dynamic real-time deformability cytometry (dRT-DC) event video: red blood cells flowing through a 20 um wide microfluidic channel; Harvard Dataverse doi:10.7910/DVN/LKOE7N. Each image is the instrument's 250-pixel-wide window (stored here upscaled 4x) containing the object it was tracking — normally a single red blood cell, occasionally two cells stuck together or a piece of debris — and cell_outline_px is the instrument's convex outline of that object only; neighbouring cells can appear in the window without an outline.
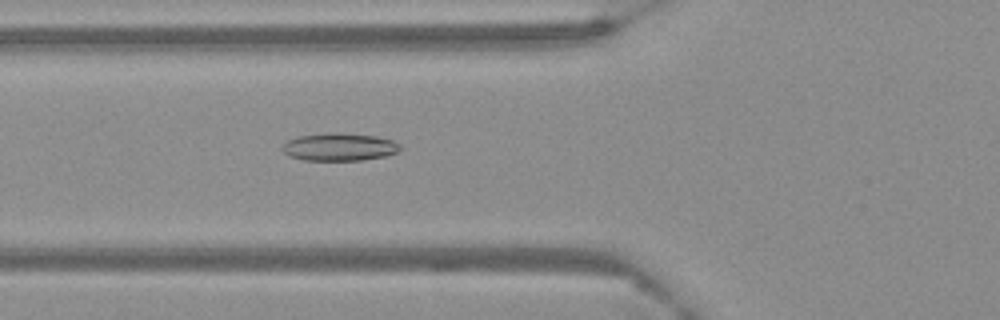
{"species": "Egyptian fruit bat (a non-hibernating species)", "species_latin": "Rousettus aegyptiacus", "temperature_condition": "warm", "stored_images_in_passage": 47, "camera_frame_rate_fps": 3000, "um_per_image_px": 0.085, "frame": {"image": 1, "passage_image": 9, "time_ms": 2.667, "image_size_px": [1000, 320], "cell_outline_px": [[404, 148], [400, 152], [388, 156], [360, 160], [304, 160], [288, 156], [280, 148], [288, 140], [296, 136], [336, 132], [340, 132], [376, 136], [392, 140], [400, 144]], "centroid_in_image_um": [28.89, 12.49], "position_along_channel_um": 96.9, "area_um2": 19.36}}
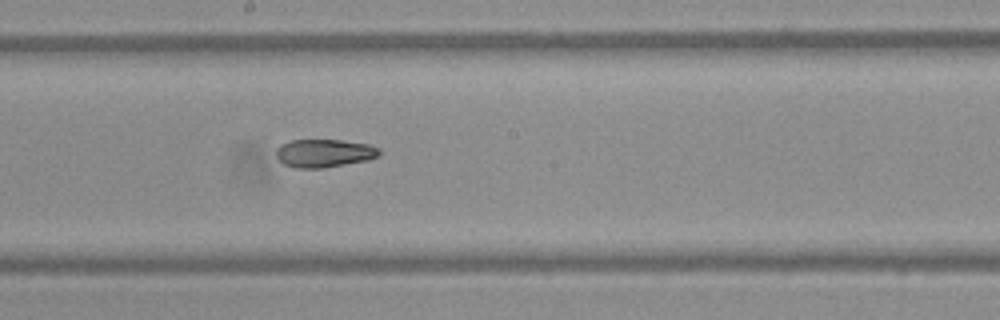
{"frame": {"image": 2, "passage_image": 20, "time_ms": 6.333, "image_size_px": [1000, 320], "cell_outline_px": [[380, 152], [376, 156], [368, 160], [324, 168], [296, 168], [284, 164], [276, 156], [276, 148], [280, 144], [292, 140], [340, 140], [368, 144], [380, 148]], "centroid_in_image_um": [27.53, 13.02], "position_along_channel_um": 220.7, "area_um2": 16.88}}
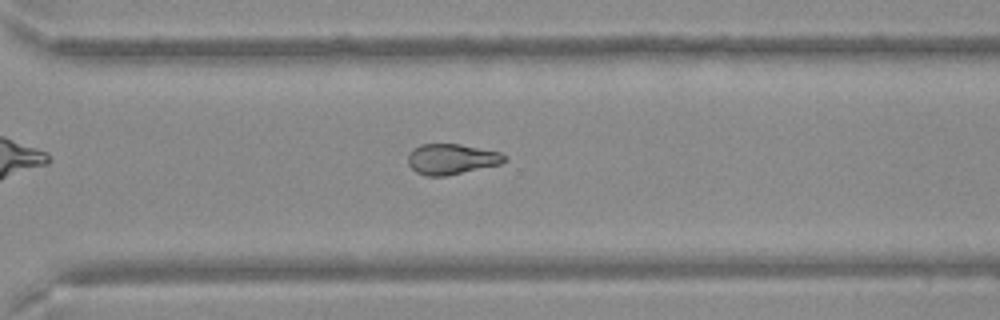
{"frame": {"image": 3, "passage_image": 30, "time_ms": 9.667, "image_size_px": [1000, 320], "cell_outline_px": [[508, 160], [500, 164], [444, 176], [424, 176], [416, 172], [408, 164], [408, 156], [412, 148], [420, 144], [460, 144], [500, 152], [508, 156]], "centroid_in_image_um": [38.38, 13.51], "position_along_channel_um": 332.2, "area_um2": 17.22}}